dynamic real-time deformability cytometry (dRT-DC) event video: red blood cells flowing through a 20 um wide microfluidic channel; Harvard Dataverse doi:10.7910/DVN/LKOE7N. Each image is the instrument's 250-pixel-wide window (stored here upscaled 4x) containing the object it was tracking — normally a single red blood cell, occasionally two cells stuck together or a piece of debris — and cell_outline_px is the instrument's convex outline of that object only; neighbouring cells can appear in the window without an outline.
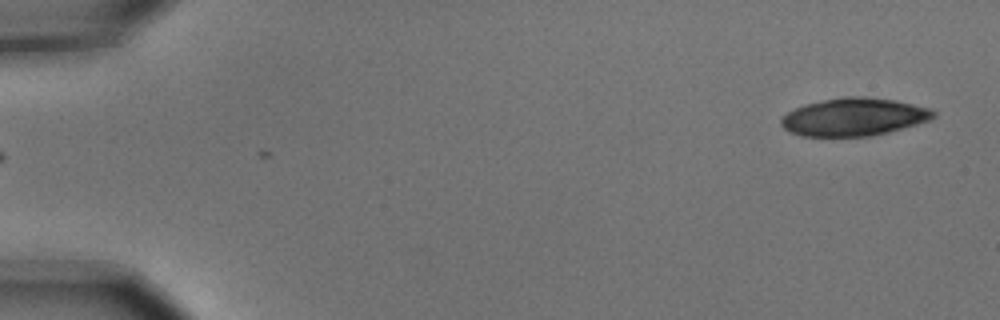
{"species": "common noctule bat (a hibernating species)", "species_latin": "Nyctalus noctula", "temperature_condition": "cold", "stored_images_in_passage": 3, "segment_of_instrument_passage": [2, 2], "camera_frame_rate_fps": 3000, "um_per_image_px": 0.085, "animal": {"sex": "male", "body_mass_g": 15.6}, "frame": {"image": 1, "passage_image": 3, "time_ms": 0.667, "image_size_px": [1000, 320], "cell_outline_px": [[936, 116], [928, 120], [916, 124], [888, 132], [868, 136], [804, 136], [792, 132], [784, 128], [780, 124], [780, 120], [788, 112], [804, 104], [844, 96], [864, 96], [896, 100], [932, 108], [936, 112]], "centroid_in_image_um": [72.61, 9.93], "position_along_channel_um": 12.4, "area_um2": 33.47}}